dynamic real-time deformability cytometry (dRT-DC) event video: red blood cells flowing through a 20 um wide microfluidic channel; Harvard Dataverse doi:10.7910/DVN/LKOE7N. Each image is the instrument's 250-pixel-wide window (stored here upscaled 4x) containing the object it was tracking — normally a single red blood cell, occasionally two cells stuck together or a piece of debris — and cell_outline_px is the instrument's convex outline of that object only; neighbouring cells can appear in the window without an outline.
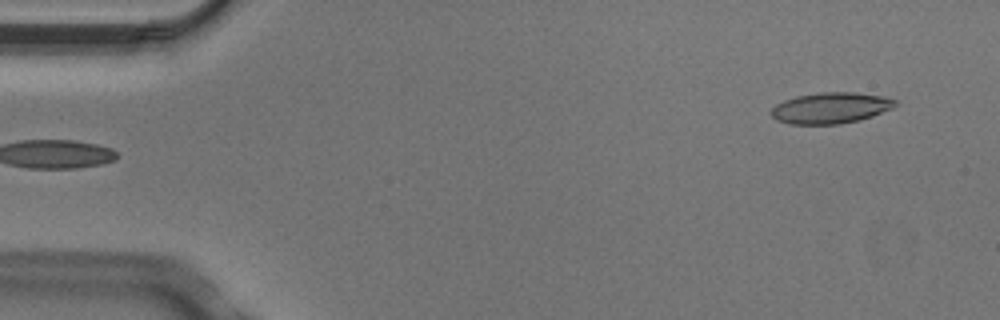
{"species": "Egyptian fruit bat (a non-hibernating species)", "species_latin": "Rousettus aegyptiacus", "temperature_condition": "cold", "stored_images_in_passage": 4, "camera_frame_rate_fps": 3000, "um_per_image_px": 0.085, "animal": {"sex": "male"}, "frame": {"image": 1, "passage_image": 4, "time_ms": 1.0, "image_size_px": [1000, 320], "cell_outline_px": [[900, 104], [892, 108], [872, 116], [860, 120], [840, 124], [788, 124], [776, 120], [768, 112], [776, 104], [784, 100], [796, 96], [820, 92], [856, 92], [884, 96], [896, 100]], "centroid_in_image_um": [70.61, 9.17], "position_along_channel_um": 14.4, "area_um2": 22.72}}